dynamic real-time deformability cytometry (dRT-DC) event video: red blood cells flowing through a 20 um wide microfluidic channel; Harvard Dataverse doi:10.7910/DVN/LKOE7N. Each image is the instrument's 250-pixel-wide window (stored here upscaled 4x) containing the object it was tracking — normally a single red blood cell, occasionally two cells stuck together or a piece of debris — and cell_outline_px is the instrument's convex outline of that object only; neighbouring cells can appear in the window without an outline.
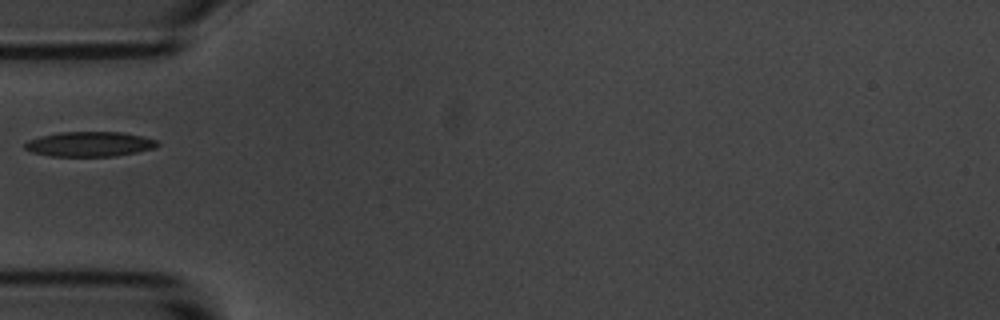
{"species": "common noctule bat (a hibernating species)", "species_latin": "Nyctalus noctula", "temperature_condition": "room temperature", "stored_images_in_passage": 39, "camera_frame_rate_fps": 3000, "um_per_image_px": 0.085, "animal": {"sex": "male", "body_mass_g": 20.1, "forearm_length_mm": 53.5}, "frame": {"image": 1, "passage_image": 1, "time_ms": 0.0, "image_size_px": [1000, 320], "cell_outline_px": [[160, 144], [156, 148], [116, 156], [52, 156], [32, 152], [24, 148], [24, 144], [28, 140], [40, 136], [60, 132], [120, 132], [160, 140]], "centroid_in_image_um": [7.64, 12.25], "position_along_channel_um": 77.4, "area_um2": 19.25}}
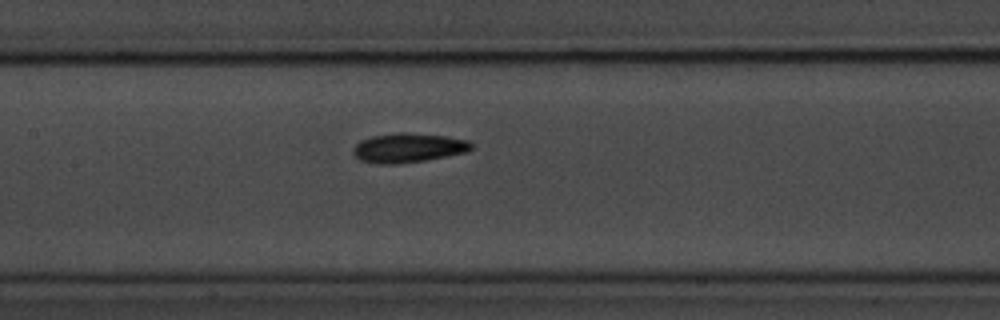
{"frame": {"image": 2, "passage_image": 9, "time_ms": 2.667, "image_size_px": [1000, 320], "cell_outline_px": [[472, 148], [468, 152], [424, 160], [396, 164], [380, 164], [360, 160], [352, 152], [352, 148], [360, 140], [372, 136], [396, 132], [408, 132], [448, 136], [468, 140], [472, 144]], "centroid_in_image_um": [34.7, 12.55], "position_along_channel_um": 172.7, "area_um2": 20.35}}
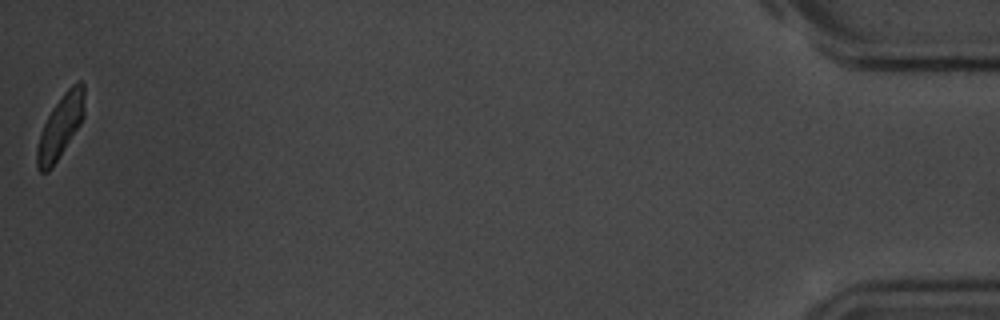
{"frame": {"image": 3, "passage_image": 39, "time_ms": 12.667, "image_size_px": [1000, 320], "cell_outline_px": [[84, 116], [80, 124], [52, 168], [48, 172], [40, 172], [36, 168], [36, 148], [40, 132], [52, 108], [64, 92], [76, 80], [80, 80], [84, 84]], "centroid_in_image_um": [5.12, 10.75], "position_along_channel_um": 430.1, "area_um2": 17.51}}